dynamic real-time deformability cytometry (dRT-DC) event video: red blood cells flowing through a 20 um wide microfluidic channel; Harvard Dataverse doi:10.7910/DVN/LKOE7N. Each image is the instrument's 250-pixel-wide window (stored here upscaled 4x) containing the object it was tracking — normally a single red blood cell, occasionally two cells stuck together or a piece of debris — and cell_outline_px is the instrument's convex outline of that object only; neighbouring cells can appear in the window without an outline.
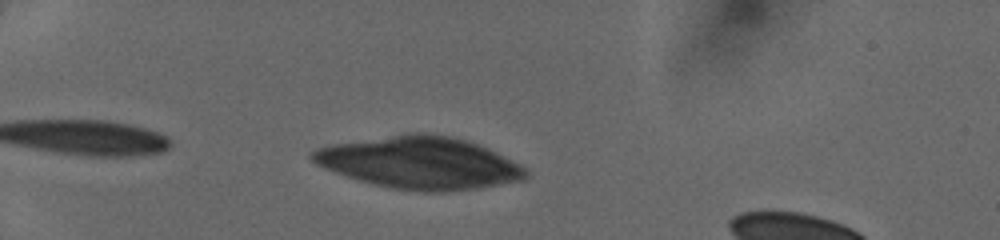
{"species": "human", "species_latin": "Homo sapiens", "temperature_condition": "cold", "stored_images_in_passage": 34, "camera_frame_rate_fps": 3000, "um_per_image_px": 0.085, "donor": {"sex": "female"}, "frame": {"image": 1, "passage_image": 4, "time_ms": 1.0, "image_size_px": [1000, 240], "cell_outline_px": [[528, 176], [524, 180], [476, 188], [444, 192], [424, 192], [392, 188], [372, 184], [324, 168], [316, 164], [308, 156], [308, 152], [316, 148], [332, 144], [408, 132], [424, 132], [452, 136], [468, 140], [488, 148], [520, 164], [528, 172]], "centroid_in_image_um": [35.66, 13.82], "position_along_channel_um": 49.3, "area_um2": 65.08}}